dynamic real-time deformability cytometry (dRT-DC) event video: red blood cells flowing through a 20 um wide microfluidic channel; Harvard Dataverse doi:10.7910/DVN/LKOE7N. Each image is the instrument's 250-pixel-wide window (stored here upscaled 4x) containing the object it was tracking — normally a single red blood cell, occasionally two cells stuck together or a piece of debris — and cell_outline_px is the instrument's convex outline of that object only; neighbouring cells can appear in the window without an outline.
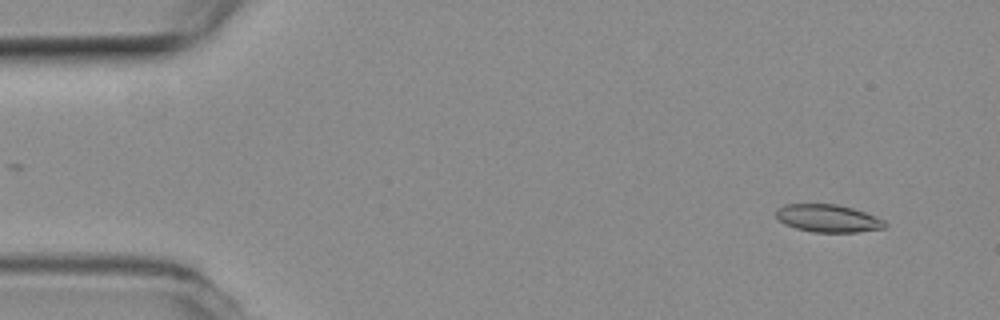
{"species": "common noctule bat (a hibernating species)", "species_latin": "Nyctalus noctula", "temperature_condition": "room temperature", "stored_images_in_passage": 46, "camera_frame_rate_fps": 3000, "um_per_image_px": 0.085, "animal": {"sex": "female", "body_mass_g": 19.3, "forearm_length_mm": 54.1}, "frame": {"image": 1, "passage_image": 3, "time_ms": 0.667, "image_size_px": [1000, 320], "cell_outline_px": [[888, 224], [884, 228], [856, 232], [812, 232], [796, 228], [784, 224], [776, 216], [776, 208], [784, 204], [836, 204], [852, 208], [876, 216], [884, 220]], "centroid_in_image_um": [70.37, 18.55], "position_along_channel_um": 14.6, "area_um2": 17.57}}
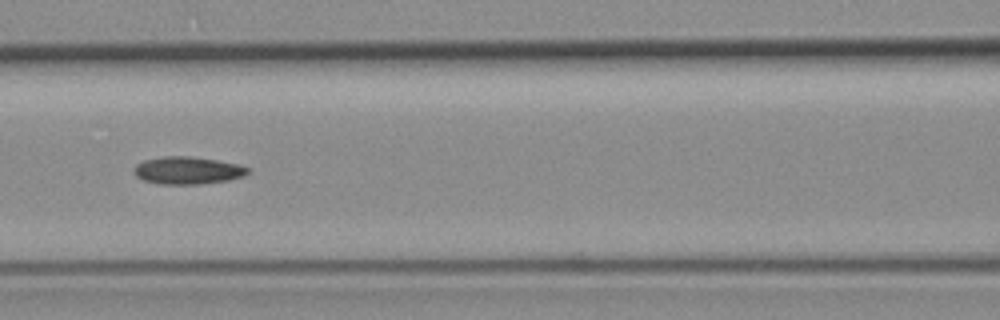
{"frame": {"image": 2, "passage_image": 22, "time_ms": 7.0, "image_size_px": [1000, 320], "cell_outline_px": [[248, 172], [244, 176], [228, 180], [200, 184], [156, 184], [144, 180], [136, 176], [132, 172], [132, 168], [136, 164], [144, 160], [164, 156], [188, 156], [216, 160], [240, 164], [248, 168]], "centroid_in_image_um": [15.9, 14.49], "position_along_channel_um": 150.7, "area_um2": 18.32}}
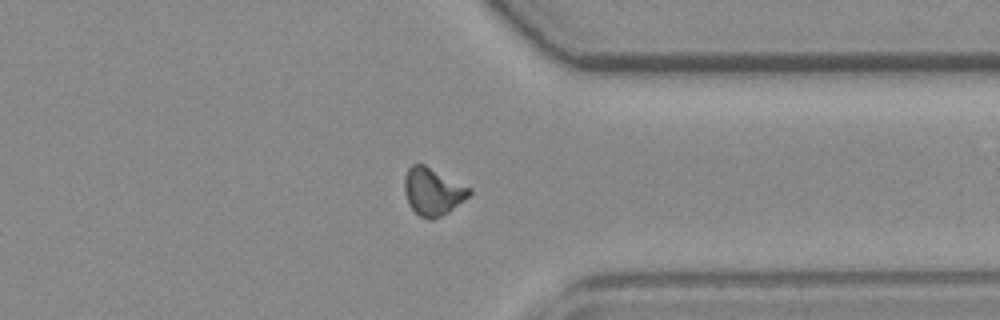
{"frame": {"image": 3, "passage_image": 40, "time_ms": 13.0, "image_size_px": [1000, 320], "cell_outline_px": [[472, 192], [468, 196], [448, 212], [432, 220], [428, 220], [420, 216], [408, 204], [404, 192], [404, 176], [408, 168], [412, 164], [424, 164], [472, 188]], "centroid_in_image_um": [36.76, 16.27], "position_along_channel_um": 374.6, "area_um2": 17.92}, "authors_computed_cell_mechanics": {"area_um2": 17.7157, "velocity_mm_per_s": 3.8263, "shape_relaxation_time_tau1_ms": 7.0267, "shape_relaxation_time_tau2_ms": 5.0543, "deformation_change_tau1": 0.1612, "deformation_change_tau2": 0.1205}}